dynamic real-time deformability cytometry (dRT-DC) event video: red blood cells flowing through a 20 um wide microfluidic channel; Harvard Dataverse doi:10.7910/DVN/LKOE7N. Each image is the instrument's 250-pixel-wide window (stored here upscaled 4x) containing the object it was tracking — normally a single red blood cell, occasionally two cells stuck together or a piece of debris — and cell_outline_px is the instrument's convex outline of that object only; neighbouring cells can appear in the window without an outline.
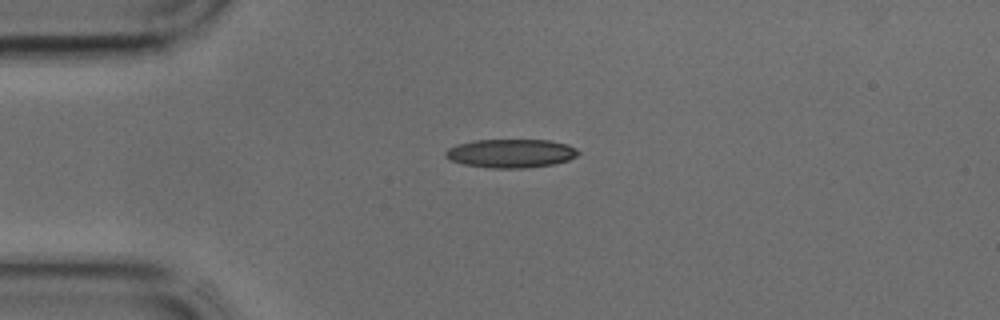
{"species": "common noctule bat (a hibernating species)", "species_latin": "Nyctalus noctula", "temperature_condition": "cold", "stored_images_in_passage": 30, "camera_frame_rate_fps": 3000, "um_per_image_px": 0.085, "animal": {"sex": "male", "body_mass_g": 17.9, "forearm_length_mm": 54.2}, "frame": {"image": 1, "passage_image": 1, "time_ms": 0.0, "image_size_px": [1000, 320], "cell_outline_px": [[580, 152], [576, 156], [568, 160], [552, 164], [524, 168], [488, 168], [464, 164], [448, 160], [444, 156], [444, 152], [448, 148], [456, 144], [472, 140], [548, 140], [568, 144], [576, 148]], "centroid_in_image_um": [43.38, 13.03], "position_along_channel_um": 41.6, "area_um2": 22.31}}
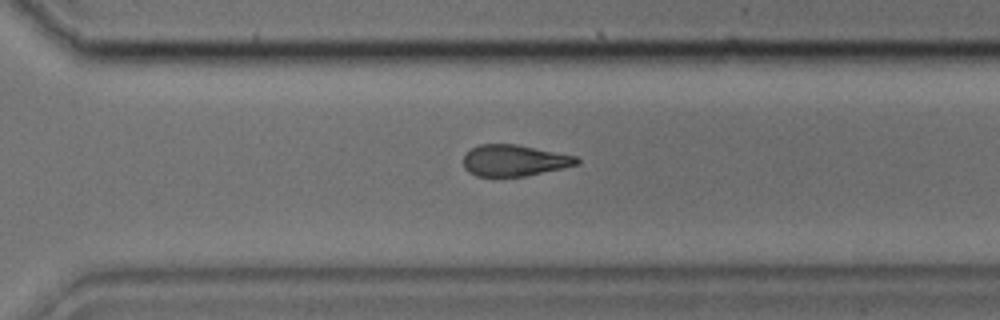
{"frame": {"image": 2, "passage_image": 21, "time_ms": 6.667, "image_size_px": [1000, 320], "cell_outline_px": [[580, 164], [524, 176], [476, 176], [468, 172], [464, 168], [464, 156], [472, 148], [480, 144], [516, 144], [576, 156], [580, 160]], "centroid_in_image_um": [43.71, 13.64], "position_along_channel_um": 326.9, "area_um2": 20.52}}
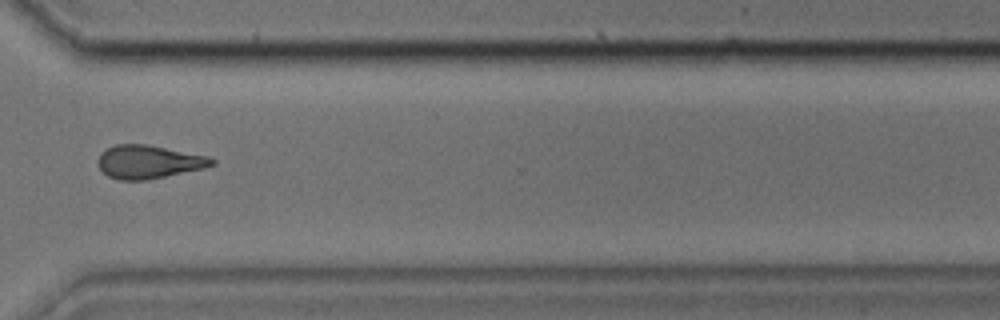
{"frame": {"image": 3, "passage_image": 23, "time_ms": 7.333, "image_size_px": [1000, 320], "cell_outline_px": [[216, 164], [204, 168], [144, 180], [120, 180], [108, 176], [100, 168], [100, 152], [116, 144], [144, 144], [208, 156], [216, 160]], "centroid_in_image_um": [12.66, 13.75], "position_along_channel_um": 357.9, "area_um2": 21.68}}